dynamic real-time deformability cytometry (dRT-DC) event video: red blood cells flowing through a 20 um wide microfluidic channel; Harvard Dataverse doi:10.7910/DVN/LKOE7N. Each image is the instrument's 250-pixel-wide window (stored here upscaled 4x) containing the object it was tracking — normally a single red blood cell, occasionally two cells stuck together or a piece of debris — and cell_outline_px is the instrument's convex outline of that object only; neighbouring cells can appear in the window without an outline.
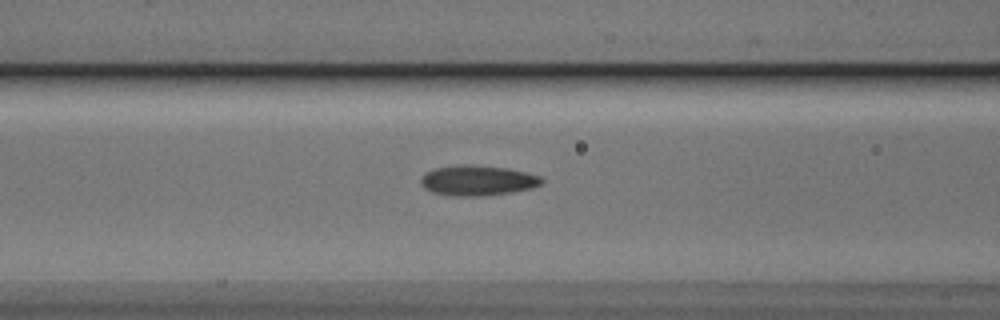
{"species": "Egyptian fruit bat (a non-hibernating species)", "species_latin": "Rousettus aegyptiacus", "temperature_condition": "cold", "stored_images_in_passage": 14, "camera_frame_rate_fps": 3000, "um_per_image_px": 0.085, "animal": {"sex": "male"}, "frame": {"image": 1, "passage_image": 12, "time_ms": 3.667, "image_size_px": [1000, 320], "cell_outline_px": [[544, 184], [532, 188], [512, 192], [480, 196], [452, 196], [432, 192], [424, 188], [420, 180], [428, 172], [436, 168], [508, 168], [540, 176], [544, 180]], "centroid_in_image_um": [40.68, 15.41], "position_along_channel_um": 125.9, "area_um2": 20.11}}